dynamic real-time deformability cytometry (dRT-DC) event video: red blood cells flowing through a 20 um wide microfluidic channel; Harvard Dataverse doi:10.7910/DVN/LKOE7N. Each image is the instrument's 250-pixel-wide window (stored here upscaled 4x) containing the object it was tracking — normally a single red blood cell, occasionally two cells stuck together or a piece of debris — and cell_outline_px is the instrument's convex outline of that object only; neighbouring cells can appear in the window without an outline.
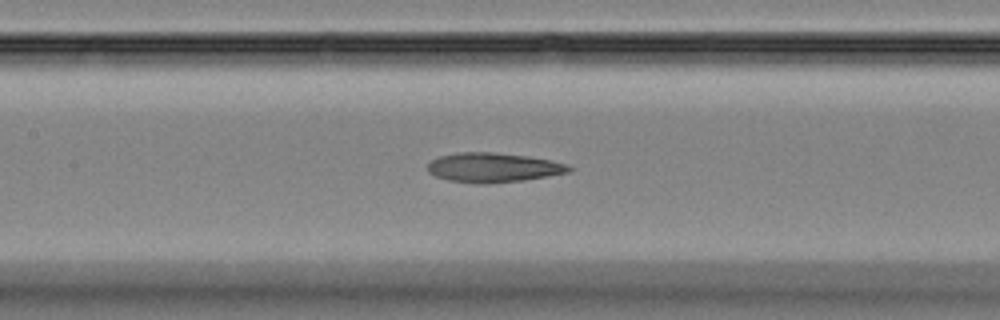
{"species": "Egyptian fruit bat (a non-hibernating species)", "species_latin": "Rousettus aegyptiacus", "temperature_condition": "room temperature", "stored_images_in_passage": 30, "camera_frame_rate_fps": 3000, "um_per_image_px": 0.085, "animal": {"sex": "female"}, "frame": {"image": 1, "passage_image": 8, "time_ms": 2.333, "image_size_px": [1000, 320], "cell_outline_px": [[576, 168], [568, 172], [524, 180], [488, 184], [476, 184], [448, 180], [436, 176], [428, 172], [428, 164], [432, 160], [440, 156], [460, 152], [492, 152], [528, 156], [552, 160], [568, 164]], "centroid_in_image_um": [41.95, 14.24], "position_along_channel_um": 165.4, "area_um2": 24.39}}
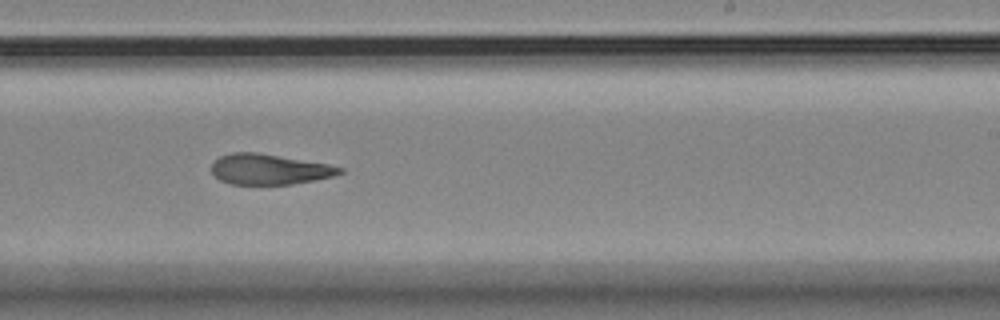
{"frame": {"image": 2, "passage_image": 16, "time_ms": 5.0, "image_size_px": [1000, 320], "cell_outline_px": [[344, 172], [332, 176], [292, 184], [228, 184], [220, 180], [212, 172], [212, 164], [220, 156], [232, 152], [256, 152], [328, 164], [344, 168]], "centroid_in_image_um": [22.87, 14.39], "position_along_channel_um": 266.1, "area_um2": 22.54}}
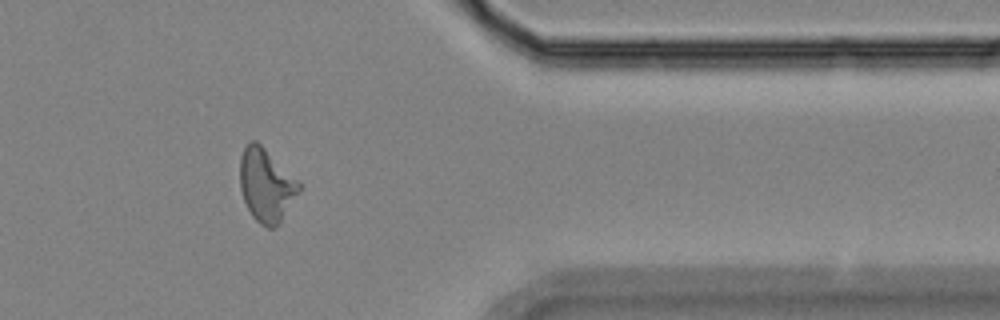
{"frame": {"image": 3, "passage_image": 27, "time_ms": 8.667, "image_size_px": [1000, 320], "cell_outline_px": [[300, 188], [280, 224], [276, 228], [268, 228], [260, 224], [252, 216], [244, 200], [240, 188], [240, 156], [248, 140], [256, 140], [300, 180]], "centroid_in_image_um": [22.63, 15.72], "position_along_channel_um": 388.8, "area_um2": 25.37}}